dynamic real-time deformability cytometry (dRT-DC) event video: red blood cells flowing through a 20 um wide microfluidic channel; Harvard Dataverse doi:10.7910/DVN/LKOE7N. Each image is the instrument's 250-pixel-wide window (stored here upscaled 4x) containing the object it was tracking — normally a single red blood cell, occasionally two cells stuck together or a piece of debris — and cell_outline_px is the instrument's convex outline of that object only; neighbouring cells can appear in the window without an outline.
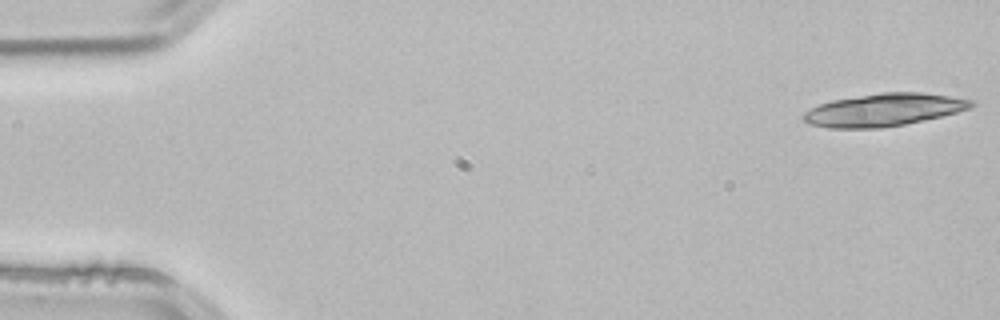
{"species": "common noctule bat (a hibernating species)", "species_latin": "Nyctalus noctula", "temperature_condition": "room temperature", "stored_images_in_passage": 4, "camera_frame_rate_fps": 3000, "um_per_image_px": 0.085, "animal": {"sex": "male", "body_mass_g": 21.5, "forearm_length_mm": 52.0}, "frame": {"image": 1, "passage_image": 1, "time_ms": 0.0, "image_size_px": [1000, 320], "cell_outline_px": [[976, 104], [972, 108], [924, 120], [904, 124], [880, 128], [828, 128], [808, 124], [800, 120], [800, 116], [804, 112], [820, 104], [832, 100], [880, 92], [920, 92], [948, 96], [972, 100]], "centroid_in_image_um": [75.07, 9.34], "position_along_channel_um": 9.9, "area_um2": 31.96}}
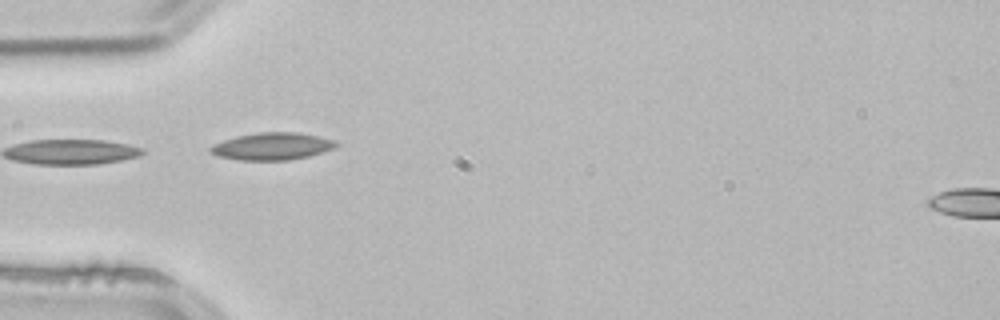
{"frame": {"image": 2, "passage_image": 4, "time_ms": 1.0, "image_size_px": [1000, 320], "cell_outline_px": [[340, 144], [336, 148], [324, 152], [308, 156], [288, 160], [240, 160], [216, 156], [208, 152], [208, 148], [212, 144], [236, 136], [260, 132], [300, 132], [332, 140]], "centroid_in_image_um": [23.1, 12.44], "position_along_channel_um": 61.9, "area_um2": 20.11}}